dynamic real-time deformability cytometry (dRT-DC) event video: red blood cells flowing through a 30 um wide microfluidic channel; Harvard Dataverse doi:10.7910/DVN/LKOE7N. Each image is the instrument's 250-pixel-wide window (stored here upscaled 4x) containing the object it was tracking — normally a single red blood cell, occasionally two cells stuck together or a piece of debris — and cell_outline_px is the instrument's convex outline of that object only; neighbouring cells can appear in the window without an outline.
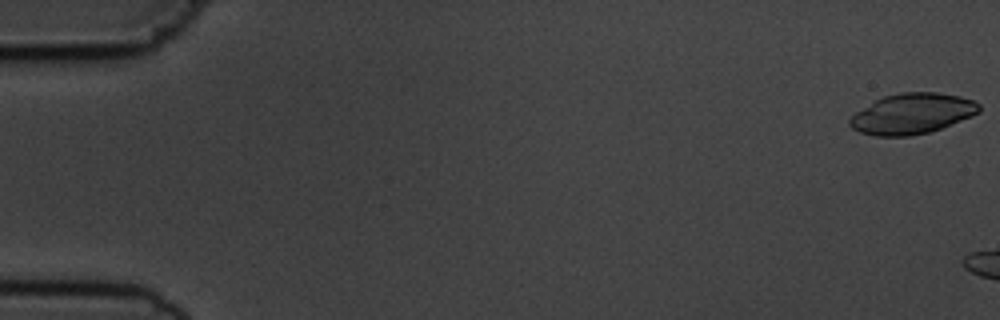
{"species": "common noctule bat (a hibernating species)", "species_latin": "Nyctalus noctula", "temperature_condition": "cold", "stored_images_in_passage": 7, "camera_frame_rate_fps": 3000, "um_per_image_px": 0.085, "animal": {"sex": "male", "body_mass_g": 19.5, "forearm_length_mm": 54.6}, "frame": {"image": 1, "passage_image": 1, "time_ms": 0.0, "image_size_px": [1000, 320], "cell_outline_px": [[980, 112], [972, 116], [940, 128], [928, 132], [908, 136], [876, 136], [860, 132], [852, 128], [848, 124], [848, 120], [856, 112], [876, 100], [884, 96], [900, 92], [936, 92], [960, 96], [972, 100], [980, 104]], "centroid_in_image_um": [77.53, 9.66], "position_along_channel_um": 7.5, "area_um2": 30.35}}